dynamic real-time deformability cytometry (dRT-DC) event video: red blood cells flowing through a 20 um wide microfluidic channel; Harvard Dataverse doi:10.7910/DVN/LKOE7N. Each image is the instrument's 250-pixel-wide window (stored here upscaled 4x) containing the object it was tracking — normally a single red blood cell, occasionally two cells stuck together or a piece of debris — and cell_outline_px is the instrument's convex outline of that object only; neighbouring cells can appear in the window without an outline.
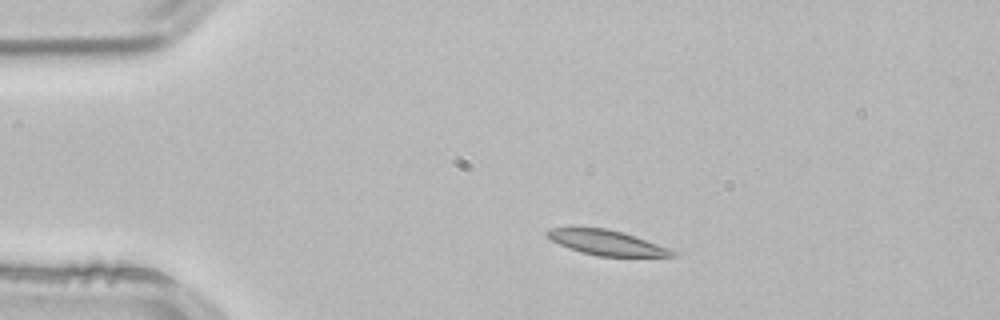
{"species": "common noctule bat (a hibernating species)", "species_latin": "Nyctalus noctula", "temperature_condition": "room temperature", "stored_images_in_passage": 2, "camera_frame_rate_fps": 3000, "um_per_image_px": 0.085, "animal": {"sex": "male", "body_mass_g": 21.5, "forearm_length_mm": 52.0}, "frame": {"image": 1, "passage_image": 1, "time_ms": 0.0, "image_size_px": [1000, 320], "cell_outline_px": [[680, 256], [596, 256], [580, 252], [568, 248], [552, 240], [544, 232], [548, 228], [604, 228], [620, 232], [680, 252]], "centroid_in_image_um": [51.56, 20.64], "position_along_channel_um": 33.4, "area_um2": 17.86}}